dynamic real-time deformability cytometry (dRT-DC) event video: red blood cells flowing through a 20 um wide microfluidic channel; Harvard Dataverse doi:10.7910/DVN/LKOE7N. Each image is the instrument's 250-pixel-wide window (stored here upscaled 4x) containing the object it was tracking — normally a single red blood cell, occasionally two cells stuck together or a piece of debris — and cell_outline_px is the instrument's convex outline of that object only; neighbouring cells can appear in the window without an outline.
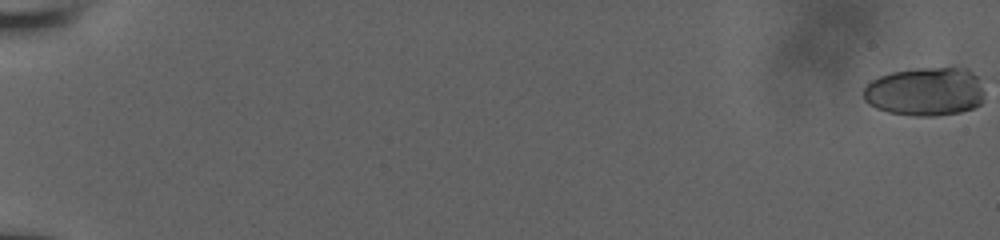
{"species": "human", "species_latin": "Homo sapiens", "temperature_condition": "room temperature", "stored_images_in_passage": 60, "camera_frame_rate_fps": 3000, "um_per_image_px": 0.085, "donor": {"sex": "male"}, "frame": {"image": 1, "passage_image": 1, "time_ms": 0.0, "image_size_px": [1000, 240], "cell_outline_px": [[984, 92], [980, 104], [972, 108], [960, 112], [932, 116], [912, 116], [888, 112], [876, 108], [868, 104], [864, 100], [864, 88], [872, 80], [880, 76], [892, 72], [916, 68], [956, 64], [968, 68], [976, 76]], "centroid_in_image_um": [78.67, 7.75], "position_along_channel_um": 6.3, "area_um2": 34.97}}
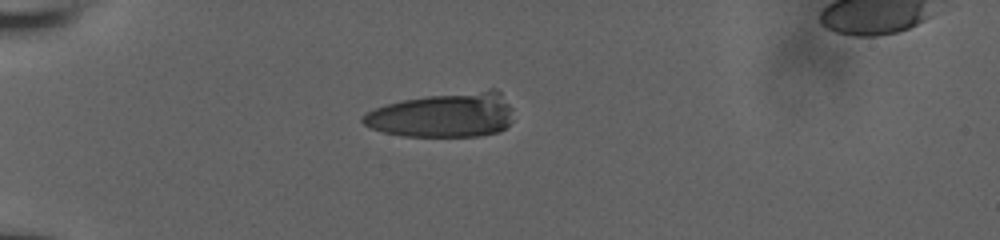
{"frame": {"image": 2, "passage_image": 50, "time_ms": 6.333, "image_size_px": [1000, 240], "cell_outline_px": [[512, 120], [504, 128], [496, 132], [480, 136], [404, 136], [384, 132], [372, 128], [364, 124], [360, 120], [368, 112], [376, 108], [388, 104], [404, 100], [428, 96], [488, 88], [496, 88], [500, 92], [512, 108]], "centroid_in_image_um": [37.74, 9.76], "position_along_channel_um": 47.3, "area_um2": 39.02}}
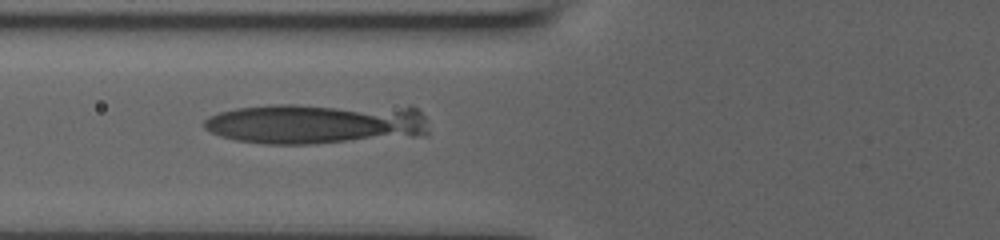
{"frame": {"image": 3, "passage_image": 59, "time_ms": 8.667, "image_size_px": [1000, 240], "cell_outline_px": [[428, 136], [312, 144], [264, 144], [236, 140], [220, 136], [204, 128], [204, 120], [220, 112], [236, 108], [272, 104], [412, 104], [424, 116], [428, 132]], "centroid_in_image_um": [27.04, 10.48], "position_along_channel_um": 98.8, "area_um2": 55.2}}